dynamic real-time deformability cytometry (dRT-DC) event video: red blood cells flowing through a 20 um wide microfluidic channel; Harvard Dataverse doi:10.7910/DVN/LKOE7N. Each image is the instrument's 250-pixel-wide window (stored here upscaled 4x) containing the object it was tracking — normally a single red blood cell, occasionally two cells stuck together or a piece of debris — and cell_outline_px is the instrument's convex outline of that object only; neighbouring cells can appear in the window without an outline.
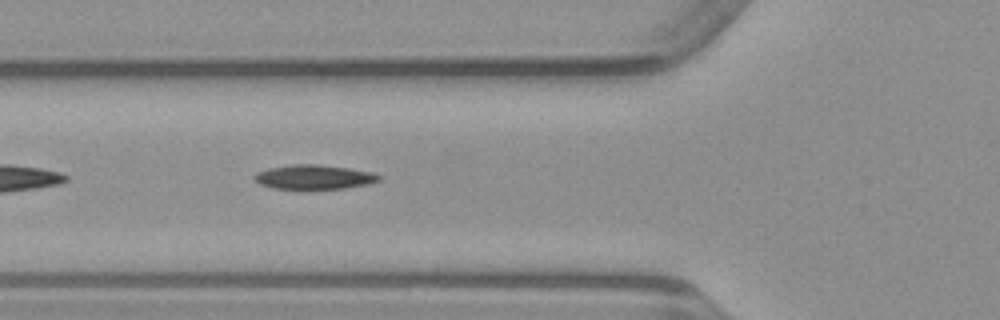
{"species": "common noctule bat (a hibernating species)", "species_latin": "Nyctalus noctula", "temperature_condition": "warm", "stored_images_in_passage": 11, "camera_frame_rate_fps": 3000, "um_per_image_px": 0.085, "animal": {"sex": "male", "body_mass_g": 23.1, "forearm_length_mm": 52.7}, "frame": {"image": 1, "passage_image": 5, "time_ms": 1.333, "image_size_px": [1000, 320], "cell_outline_px": [[380, 180], [368, 184], [348, 188], [300, 192], [272, 188], [260, 184], [252, 176], [256, 172], [268, 168], [292, 164], [320, 164], [348, 168], [372, 172], [380, 176]], "centroid_in_image_um": [26.64, 15.09], "position_along_channel_um": 99.2, "area_um2": 18.67}}